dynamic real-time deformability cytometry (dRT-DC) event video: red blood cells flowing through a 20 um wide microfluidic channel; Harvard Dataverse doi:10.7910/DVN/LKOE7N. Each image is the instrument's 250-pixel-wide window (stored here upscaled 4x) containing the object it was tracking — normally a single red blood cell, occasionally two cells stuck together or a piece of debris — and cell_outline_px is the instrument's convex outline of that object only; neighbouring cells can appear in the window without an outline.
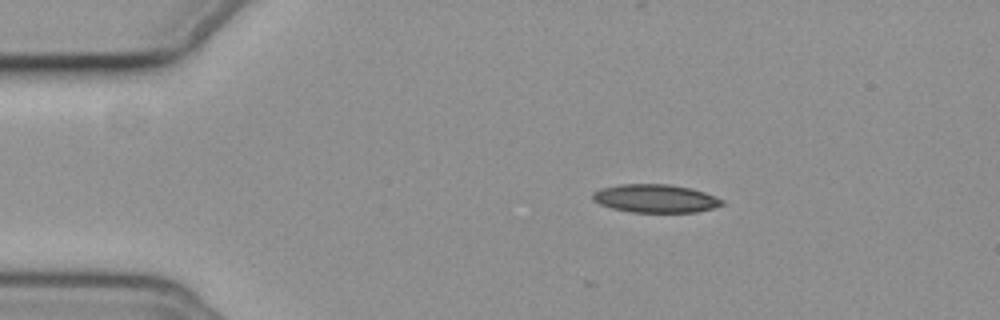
{"species": "common noctule bat (a hibernating species)", "species_latin": "Nyctalus noctula", "temperature_condition": "cold", "stored_images_in_passage": 10, "camera_frame_rate_fps": 3000, "um_per_image_px": 0.085, "animal": {"sex": "female", "body_mass_g": 19.3, "forearm_length_mm": 54.1}, "frame": {"image": 1, "passage_image": 10, "time_ms": 3.0, "image_size_px": [1000, 320], "cell_outline_px": [[724, 204], [712, 208], [696, 212], [632, 212], [612, 208], [600, 204], [592, 200], [592, 192], [600, 188], [620, 184], [668, 184], [692, 188], [716, 196], [724, 200]], "centroid_in_image_um": [55.7, 16.86], "position_along_channel_um": 29.3, "area_um2": 21.39}}